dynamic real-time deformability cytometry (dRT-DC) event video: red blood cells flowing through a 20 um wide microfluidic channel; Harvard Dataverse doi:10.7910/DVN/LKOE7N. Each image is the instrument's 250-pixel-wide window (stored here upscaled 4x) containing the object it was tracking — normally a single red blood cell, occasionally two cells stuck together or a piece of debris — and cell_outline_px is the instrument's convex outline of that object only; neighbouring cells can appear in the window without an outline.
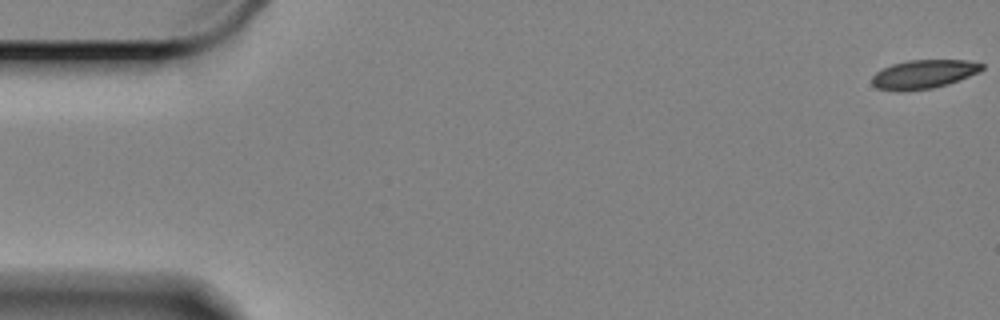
{"species": "Egyptian fruit bat (a non-hibernating species)", "species_latin": "Rousettus aegyptiacus", "temperature_condition": "cold", "stored_images_in_passage": 16, "camera_frame_rate_fps": 3000, "um_per_image_px": 0.085, "animal": {"sex": "female"}, "frame": {"image": 1, "passage_image": 1, "time_ms": 0.0, "image_size_px": [1000, 320], "cell_outline_px": [[984, 68], [980, 72], [960, 80], [948, 84], [932, 88], [900, 92], [896, 92], [876, 88], [872, 84], [872, 76], [876, 72], [892, 64], [908, 60], [968, 60], [984, 64]], "centroid_in_image_um": [78.51, 6.32], "position_along_channel_um": 6.5, "area_um2": 18.67}}
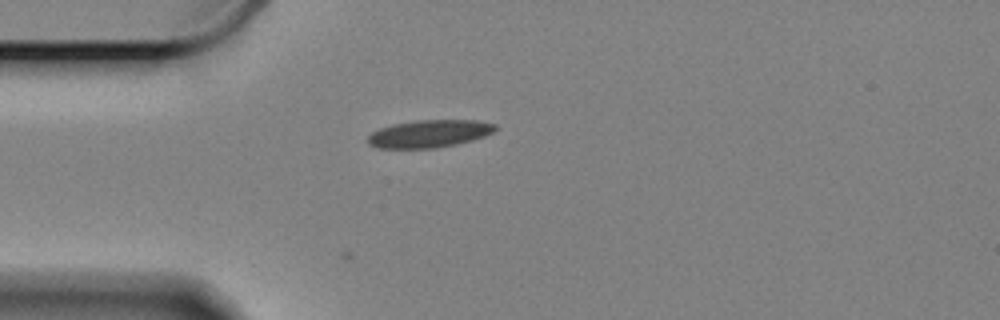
{"frame": {"image": 2, "passage_image": 16, "time_ms": 5.0, "image_size_px": [1000, 320], "cell_outline_px": [[496, 128], [492, 132], [484, 136], [472, 140], [456, 144], [436, 148], [376, 148], [368, 144], [368, 136], [372, 132], [380, 128], [392, 124], [416, 120], [476, 120], [496, 124]], "centroid_in_image_um": [36.46, 11.36], "position_along_channel_um": 48.5, "area_um2": 20.46}}